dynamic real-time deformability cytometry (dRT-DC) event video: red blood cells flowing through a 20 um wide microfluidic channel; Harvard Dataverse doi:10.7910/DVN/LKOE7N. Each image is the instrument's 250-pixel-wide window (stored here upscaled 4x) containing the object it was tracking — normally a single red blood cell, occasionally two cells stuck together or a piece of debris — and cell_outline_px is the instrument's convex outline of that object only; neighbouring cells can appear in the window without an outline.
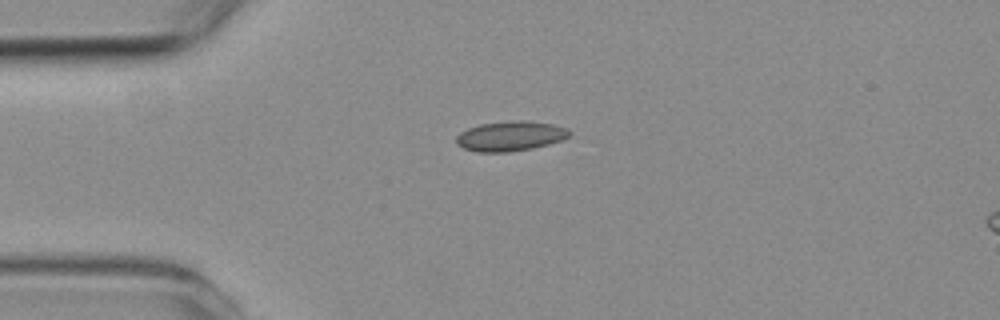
{"species": "common noctule bat (a hibernating species)", "species_latin": "Nyctalus noctula", "temperature_condition": "room temperature", "stored_images_in_passage": 2, "segment_of_instrument_passage": [1, 2], "camera_frame_rate_fps": 3000, "um_per_image_px": 0.085, "animal": {"sex": "female", "body_mass_g": 19.3, "forearm_length_mm": 54.1}, "frame": {"image": 1, "passage_image": 1, "time_ms": 0.0, "image_size_px": [1000, 320], "cell_outline_px": [[572, 132], [564, 140], [532, 148], [508, 152], [476, 152], [464, 148], [456, 144], [456, 136], [460, 132], [468, 128], [480, 124], [520, 120], [528, 120], [552, 124], [568, 128]], "centroid_in_image_um": [43.39, 11.57], "position_along_channel_um": 41.6, "area_um2": 19.77}}